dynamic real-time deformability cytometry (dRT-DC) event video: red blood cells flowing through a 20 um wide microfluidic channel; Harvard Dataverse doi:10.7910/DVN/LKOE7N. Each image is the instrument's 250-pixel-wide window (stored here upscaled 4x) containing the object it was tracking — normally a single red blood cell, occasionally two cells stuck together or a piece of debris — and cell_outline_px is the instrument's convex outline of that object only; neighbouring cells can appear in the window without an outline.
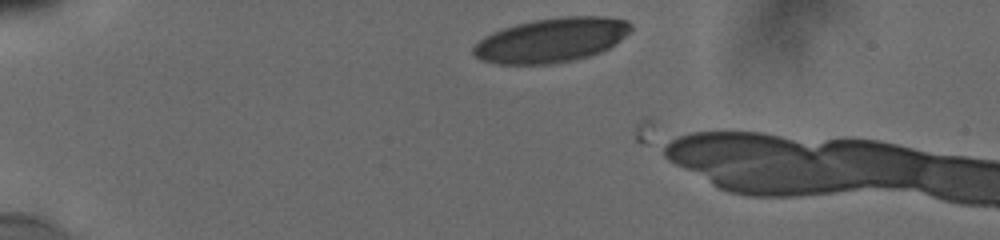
{"species": "human", "species_latin": "Homo sapiens", "temperature_condition": "cold", "stored_images_in_passage": 4, "camera_frame_rate_fps": 3000, "um_per_image_px": 0.085, "donor": {"sex": "male"}, "frame": {"image": 1, "passage_image": 3, "time_ms": 1.333, "image_size_px": [1000, 240], "cell_outline_px": [[632, 28], [620, 40], [608, 48], [600, 52], [588, 56], [572, 60], [548, 64], [500, 64], [480, 60], [472, 52], [472, 48], [484, 36], [492, 32], [516, 24], [532, 20], [564, 16], [604, 16], [628, 20], [632, 24]], "centroid_in_image_um": [46.87, 3.4], "position_along_channel_um": 38.1, "area_um2": 40.63}}